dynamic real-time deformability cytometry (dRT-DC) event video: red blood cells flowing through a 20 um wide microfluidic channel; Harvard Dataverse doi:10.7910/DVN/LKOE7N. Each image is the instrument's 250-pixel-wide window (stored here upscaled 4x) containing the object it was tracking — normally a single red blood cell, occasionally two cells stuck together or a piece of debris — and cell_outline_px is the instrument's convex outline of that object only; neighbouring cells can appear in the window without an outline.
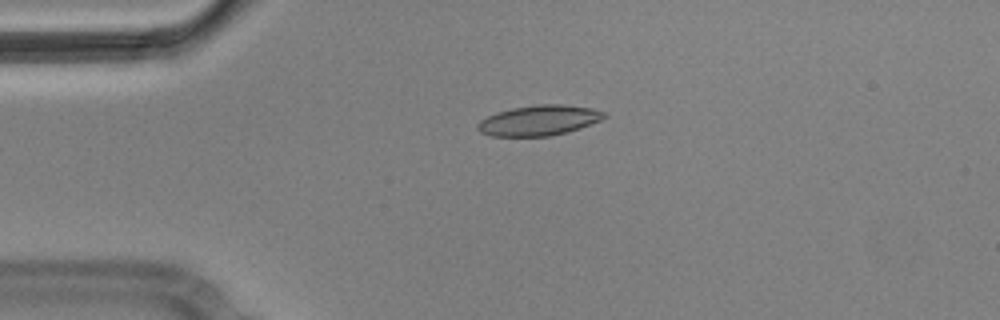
{"species": "Egyptian fruit bat (a non-hibernating species)", "species_latin": "Rousettus aegyptiacus", "temperature_condition": "cold", "stored_images_in_passage": 4, "camera_frame_rate_fps": 3000, "um_per_image_px": 0.085, "animal": {"sex": "male"}, "frame": {"image": 1, "passage_image": 2, "time_ms": 0.333, "image_size_px": [1000, 320], "cell_outline_px": [[608, 116], [600, 120], [580, 128], [568, 132], [552, 136], [492, 136], [480, 132], [476, 128], [476, 124], [480, 120], [496, 112], [512, 108], [536, 104], [564, 104], [592, 108], [604, 112]], "centroid_in_image_um": [45.8, 10.23], "position_along_channel_um": 39.2, "area_um2": 22.48}}